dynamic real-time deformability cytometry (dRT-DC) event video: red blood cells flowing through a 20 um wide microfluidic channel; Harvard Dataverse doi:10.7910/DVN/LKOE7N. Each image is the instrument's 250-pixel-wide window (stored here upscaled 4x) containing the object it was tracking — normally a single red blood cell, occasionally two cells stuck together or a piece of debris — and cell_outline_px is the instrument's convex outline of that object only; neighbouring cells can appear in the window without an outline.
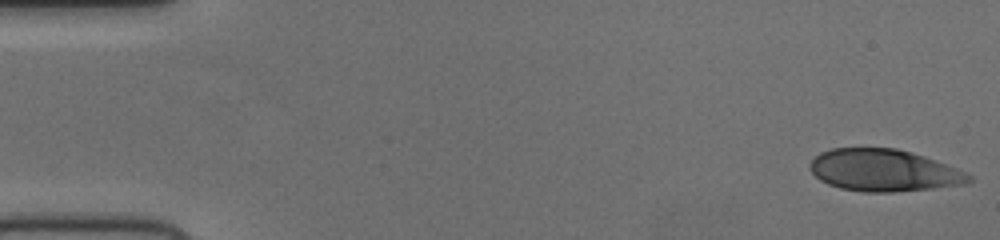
{"species": "human", "species_latin": "Homo sapiens", "temperature_condition": "cold", "stored_images_in_passage": 51, "camera_frame_rate_fps": 3000, "um_per_image_px": 0.085, "donor": {"sex": "female"}, "frame": {"image": 1, "passage_image": 1, "time_ms": 0.0, "image_size_px": [1000, 240], "cell_outline_px": [[972, 180], [968, 184], [932, 188], [892, 192], [864, 192], [840, 188], [828, 184], [820, 180], [808, 168], [808, 164], [820, 152], [832, 148], [896, 148], [912, 152], [924, 156], [956, 168], [972, 176]], "centroid_in_image_um": [75.1, 14.48], "position_along_channel_um": 9.9, "area_um2": 38.9}}
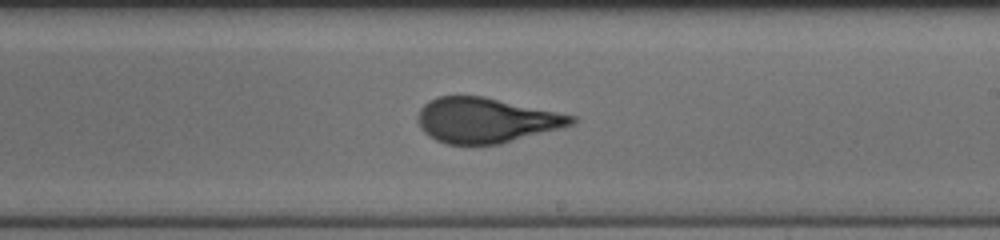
{"frame": {"image": 2, "passage_image": 30, "time_ms": 9.667, "image_size_px": [1000, 240], "cell_outline_px": [[576, 120], [572, 124], [564, 128], [500, 144], [448, 144], [436, 140], [428, 136], [420, 128], [416, 120], [416, 116], [420, 108], [428, 100], [436, 96], [484, 96], [576, 116]], "centroid_in_image_um": [41.28, 10.22], "position_along_channel_um": 247.7, "area_um2": 40.63}}
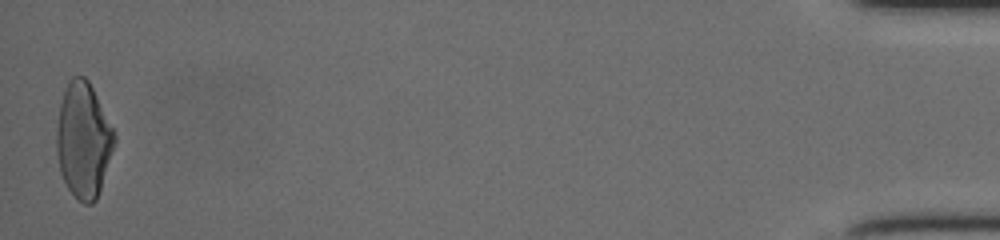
{"frame": {"image": 3, "passage_image": 51, "time_ms": 16.667, "image_size_px": [1000, 240], "cell_outline_px": [[116, 144], [96, 200], [92, 204], [84, 204], [68, 188], [60, 172], [56, 152], [56, 128], [60, 104], [68, 80], [72, 76], [84, 76], [88, 80], [116, 136]], "centroid_in_image_um": [7.08, 11.92], "position_along_channel_um": 428.1, "area_um2": 38.61}}